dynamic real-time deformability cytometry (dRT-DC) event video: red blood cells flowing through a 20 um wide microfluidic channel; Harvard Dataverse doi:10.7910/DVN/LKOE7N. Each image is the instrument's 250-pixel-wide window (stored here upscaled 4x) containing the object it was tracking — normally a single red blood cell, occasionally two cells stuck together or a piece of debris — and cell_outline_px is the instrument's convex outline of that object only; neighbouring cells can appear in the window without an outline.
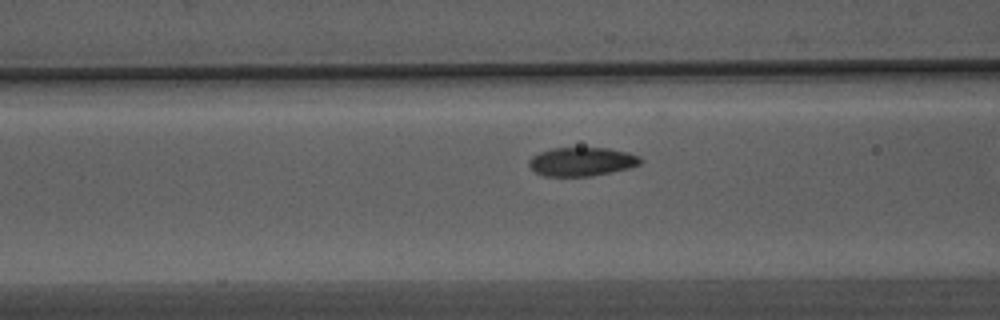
{"species": "Egyptian fruit bat (a non-hibernating species)", "species_latin": "Rousettus aegyptiacus", "temperature_condition": "warm", "stored_images_in_passage": 34, "camera_frame_rate_fps": 3000, "um_per_image_px": 0.085, "animal": {"sex": "male"}, "frame": {"image": 1, "passage_image": 13, "time_ms": 4.0, "image_size_px": [1000, 320], "cell_outline_px": [[644, 160], [640, 164], [628, 168], [588, 176], [544, 176], [536, 172], [528, 164], [528, 160], [532, 156], [540, 152], [552, 148], [608, 148], [628, 152], [640, 156]], "centroid_in_image_um": [49.45, 13.73], "position_along_channel_um": 117.1, "area_um2": 18.55}}
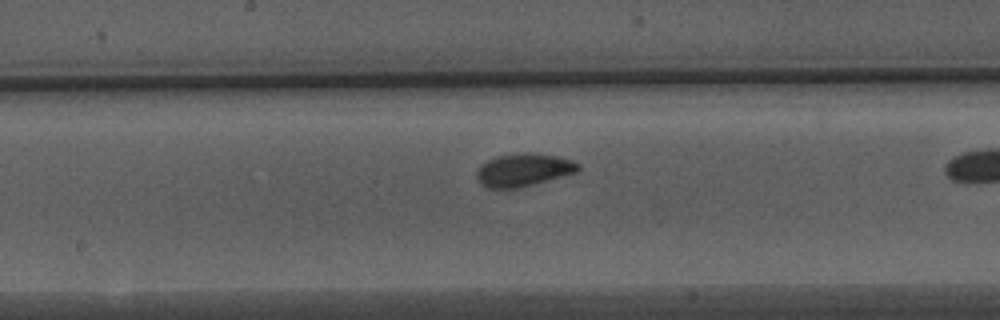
{"frame": {"image": 2, "passage_image": 20, "time_ms": 6.333, "image_size_px": [1000, 320], "cell_outline_px": [[580, 168], [576, 172], [532, 184], [516, 188], [488, 188], [480, 184], [476, 176], [476, 172], [480, 164], [496, 156], [524, 152], [528, 152], [556, 156], [572, 160], [580, 164]], "centroid_in_image_um": [44.46, 14.43], "position_along_channel_um": 203.7, "area_um2": 19.31}}
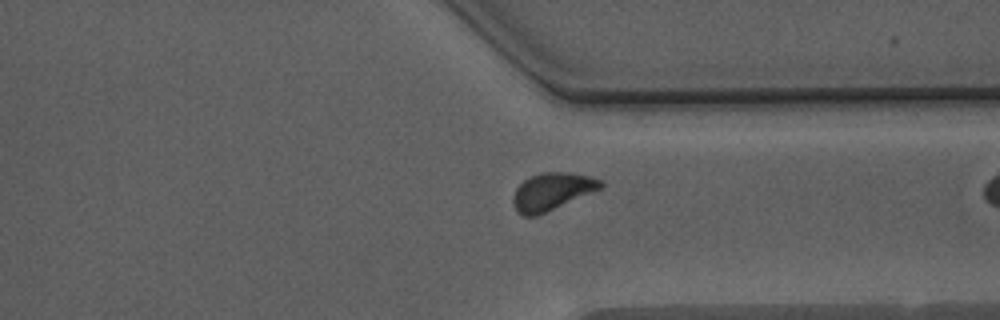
{"frame": {"image": 3, "passage_image": 33, "time_ms": 10.667, "image_size_px": [1000, 320], "cell_outline_px": [[604, 184], [600, 188], [536, 216], [524, 216], [516, 212], [512, 200], [516, 188], [524, 180], [540, 172], [572, 172], [604, 180]], "centroid_in_image_um": [46.89, 16.26], "position_along_channel_um": 364.5, "area_um2": 18.79}}